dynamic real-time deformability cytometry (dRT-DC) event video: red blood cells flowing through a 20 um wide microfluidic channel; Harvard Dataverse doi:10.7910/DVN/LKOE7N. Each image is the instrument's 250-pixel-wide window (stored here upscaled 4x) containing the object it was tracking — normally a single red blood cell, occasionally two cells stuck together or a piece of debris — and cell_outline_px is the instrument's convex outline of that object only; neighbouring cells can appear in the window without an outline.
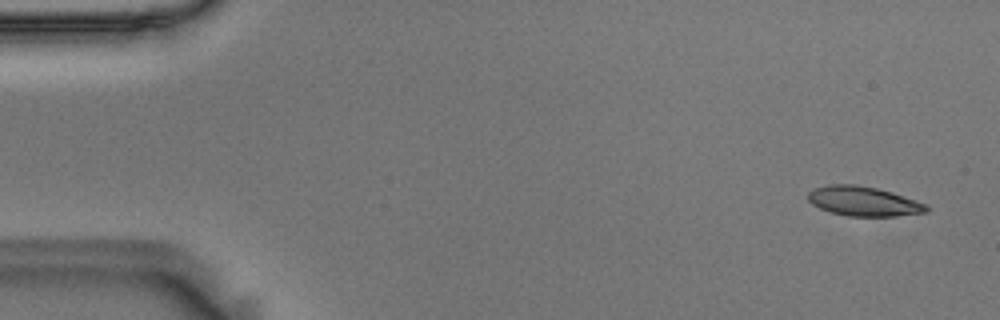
{"species": "Egyptian fruit bat (a non-hibernating species)", "species_latin": "Rousettus aegyptiacus", "temperature_condition": "room temperature", "stored_images_in_passage": 54, "camera_frame_rate_fps": 3000, "um_per_image_px": 0.085, "animal": {"sex": "male"}, "frame": {"image": 1, "passage_image": 1, "time_ms": 0.0, "image_size_px": [1000, 320], "cell_outline_px": [[928, 212], [896, 216], [848, 216], [832, 212], [820, 208], [812, 204], [808, 200], [808, 192], [812, 188], [828, 184], [856, 184], [876, 188], [892, 192], [928, 204]], "centroid_in_image_um": [73.4, 17.1], "position_along_channel_um": 11.6, "area_um2": 20.52}}
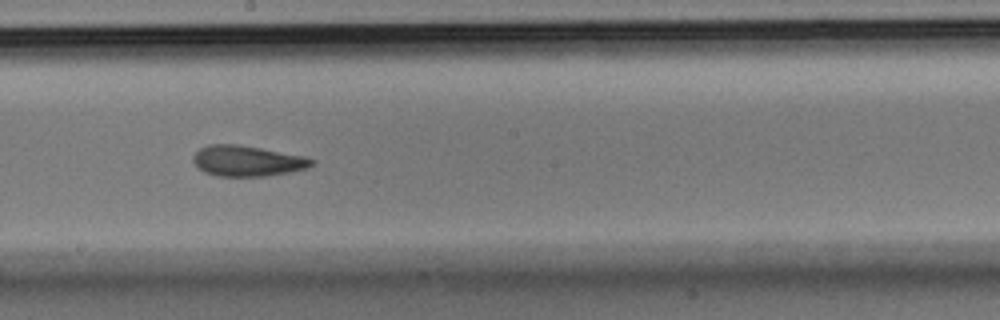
{"frame": {"image": 2, "passage_image": 29, "time_ms": 9.333, "image_size_px": [1000, 320], "cell_outline_px": [[316, 164], [308, 168], [288, 172], [264, 176], [216, 176], [204, 172], [192, 160], [192, 156], [200, 148], [208, 144], [236, 144], [260, 148], [304, 156], [316, 160]], "centroid_in_image_um": [21.03, 13.67], "position_along_channel_um": 227.2, "area_um2": 21.15}}
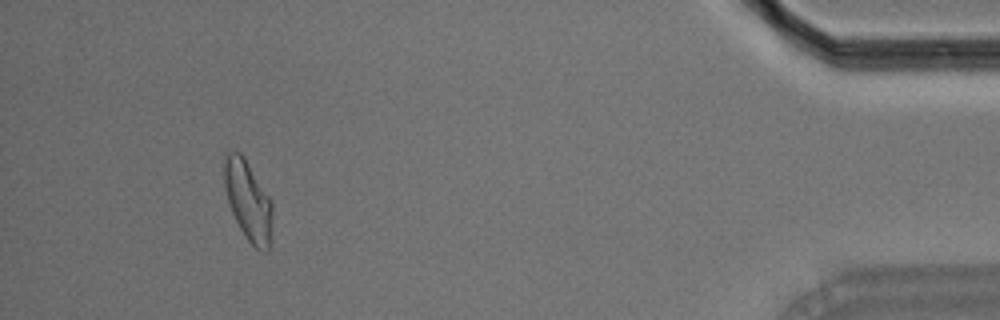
{"frame": {"image": 3, "passage_image": 50, "time_ms": 16.333, "image_size_px": [1000, 320], "cell_outline_px": [[272, 216], [268, 252], [264, 252], [256, 248], [244, 236], [228, 204], [224, 184], [224, 152], [240, 152], [244, 156], [272, 200]], "centroid_in_image_um": [21.08, 17.03], "position_along_channel_um": 414.1, "area_um2": 22.48}, "authors_computed_cell_mechanics": {"area_um2": 21.3282, "velocity_mm_per_s": 3.5933, "shape_relaxation_time_tau1_ms": 9.185, "shape_relaxation_time_tau2_ms": 1.6285, "deformation_change_tau1": 0.1998, "deformation_change_tau2": 0.0846}}